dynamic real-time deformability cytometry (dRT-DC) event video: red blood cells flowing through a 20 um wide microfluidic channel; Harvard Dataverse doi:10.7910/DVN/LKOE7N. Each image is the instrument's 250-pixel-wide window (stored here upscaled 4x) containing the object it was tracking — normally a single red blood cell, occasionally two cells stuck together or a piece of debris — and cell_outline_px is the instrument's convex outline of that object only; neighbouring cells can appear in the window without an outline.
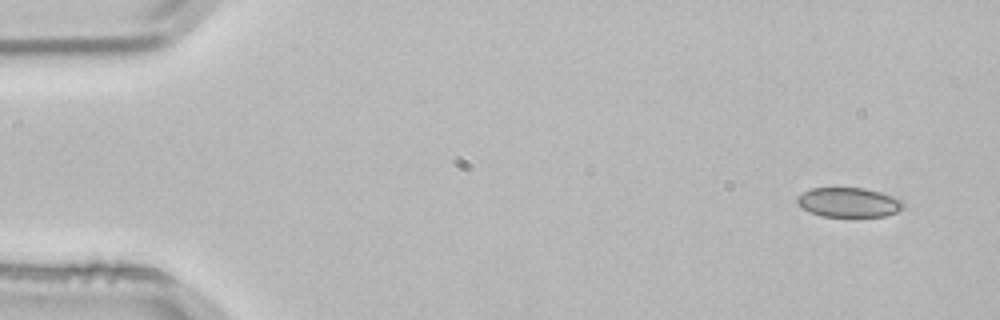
{"species": "common noctule bat (a hibernating species)", "species_latin": "Nyctalus noctula", "temperature_condition": "room temperature", "stored_images_in_passage": 3, "camera_frame_rate_fps": 3000, "um_per_image_px": 0.085, "animal": {"sex": "male", "body_mass_g": 21.5, "forearm_length_mm": 52.0}, "frame": {"image": 1, "passage_image": 1, "time_ms": 0.0, "image_size_px": [1000, 320], "cell_outline_px": [[904, 204], [896, 212], [884, 216], [820, 216], [808, 212], [796, 204], [796, 196], [812, 188], [864, 188], [900, 196], [904, 200]], "centroid_in_image_um": [72.15, 17.19], "position_along_channel_um": 12.9, "area_um2": 18.55}}